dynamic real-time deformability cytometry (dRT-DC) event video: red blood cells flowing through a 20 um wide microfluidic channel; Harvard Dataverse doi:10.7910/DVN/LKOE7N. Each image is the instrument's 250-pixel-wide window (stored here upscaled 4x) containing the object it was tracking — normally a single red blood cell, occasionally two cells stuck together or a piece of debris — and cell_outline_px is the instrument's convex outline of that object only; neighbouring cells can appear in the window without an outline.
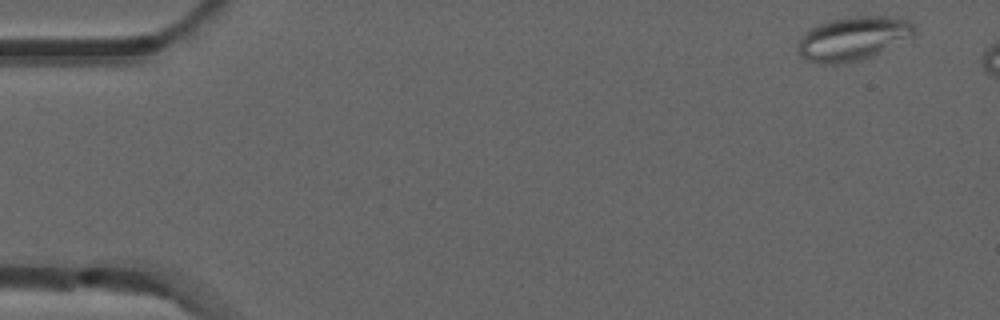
{"species": "common noctule bat (a hibernating species)", "species_latin": "Nyctalus noctula", "temperature_condition": "room temperature", "stored_images_in_passage": 7, "camera_frame_rate_fps": 3000, "um_per_image_px": 0.085, "animal": {"sex": "male", "forearm_length_mm": 52.5}, "frame": {"image": 1, "passage_image": 1, "time_ms": 0.0, "image_size_px": [1000, 320], "cell_outline_px": [[916, 28], [912, 36], [872, 56], [860, 60], [840, 64], [820, 64], [808, 60], [800, 56], [800, 36], [808, 28], [816, 24], [832, 20], [852, 16], [896, 16], [912, 20], [916, 24]], "centroid_in_image_um": [72.54, 3.25], "position_along_channel_um": 12.5, "area_um2": 29.88}}